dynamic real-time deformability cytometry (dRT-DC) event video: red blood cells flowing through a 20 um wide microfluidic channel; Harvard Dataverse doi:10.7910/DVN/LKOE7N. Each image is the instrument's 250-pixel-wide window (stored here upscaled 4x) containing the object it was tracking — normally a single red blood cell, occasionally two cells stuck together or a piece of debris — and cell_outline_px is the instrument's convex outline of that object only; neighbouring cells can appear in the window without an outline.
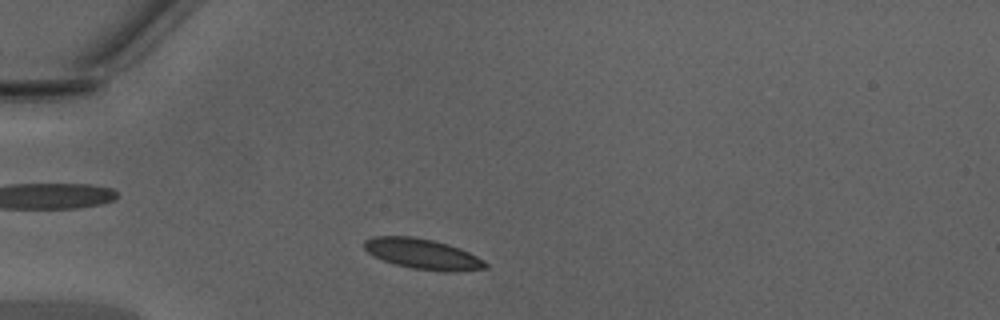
{"species": "Egyptian fruit bat (a non-hibernating species)", "species_latin": "Rousettus aegyptiacus", "temperature_condition": "warm", "stored_images_in_passage": 11, "camera_frame_rate_fps": 3000, "um_per_image_px": 0.085, "animal": {"sex": "male"}, "frame": {"image": 1, "passage_image": 4, "time_ms": 1.0, "image_size_px": [1000, 320], "cell_outline_px": [[488, 268], [452, 272], [412, 268], [396, 264], [384, 260], [368, 252], [364, 248], [364, 240], [372, 236], [412, 236], [432, 240], [448, 244], [460, 248], [484, 260], [488, 264]], "centroid_in_image_um": [35.94, 21.58], "position_along_channel_um": 49.1, "area_um2": 21.27}}
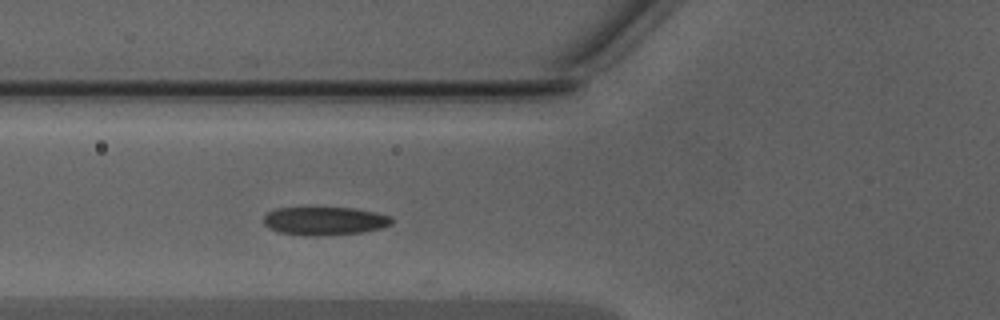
{"frame": {"image": 2, "passage_image": 9, "time_ms": 2.667, "image_size_px": [1000, 320], "cell_outline_px": [[396, 220], [392, 224], [380, 228], [364, 232], [324, 236], [304, 236], [276, 232], [268, 228], [264, 224], [264, 216], [268, 212], [276, 208], [352, 208], [376, 212], [392, 216]], "centroid_in_image_um": [27.61, 18.79], "position_along_channel_um": 98.2, "area_um2": 21.5}}